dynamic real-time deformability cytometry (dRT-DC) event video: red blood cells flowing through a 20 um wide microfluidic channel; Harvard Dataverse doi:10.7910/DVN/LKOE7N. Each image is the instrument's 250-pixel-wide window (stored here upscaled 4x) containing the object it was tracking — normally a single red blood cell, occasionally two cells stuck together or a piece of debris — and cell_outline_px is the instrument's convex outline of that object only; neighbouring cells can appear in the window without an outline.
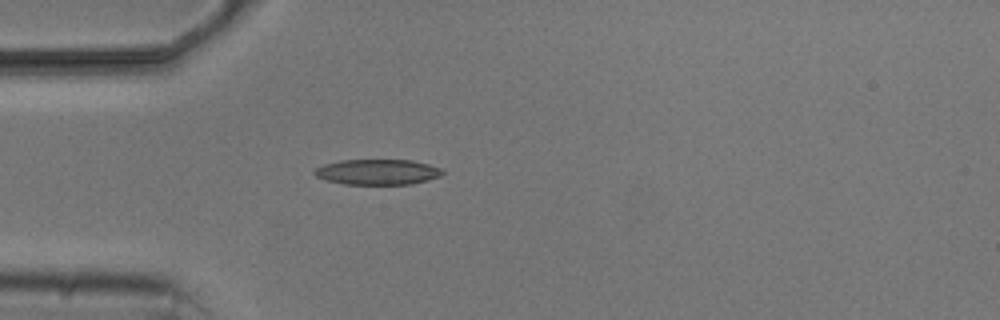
{"species": "common noctule bat (a hibernating species)", "species_latin": "Nyctalus noctula", "temperature_condition": "cold", "stored_images_in_passage": 3, "camera_frame_rate_fps": 3000, "um_per_image_px": 0.085, "animal": {"sex": "male", "body_mass_g": 20.5, "forearm_length_mm": 52.5}, "frame": {"image": 1, "passage_image": 3, "time_ms": 3.667, "image_size_px": [1000, 320], "cell_outline_px": [[444, 172], [440, 176], [428, 180], [412, 184], [344, 184], [328, 180], [316, 176], [312, 172], [316, 168], [324, 164], [340, 160], [412, 160], [428, 164], [440, 168]], "centroid_in_image_um": [32.09, 14.61], "position_along_channel_um": 52.9, "area_um2": 18.9}}